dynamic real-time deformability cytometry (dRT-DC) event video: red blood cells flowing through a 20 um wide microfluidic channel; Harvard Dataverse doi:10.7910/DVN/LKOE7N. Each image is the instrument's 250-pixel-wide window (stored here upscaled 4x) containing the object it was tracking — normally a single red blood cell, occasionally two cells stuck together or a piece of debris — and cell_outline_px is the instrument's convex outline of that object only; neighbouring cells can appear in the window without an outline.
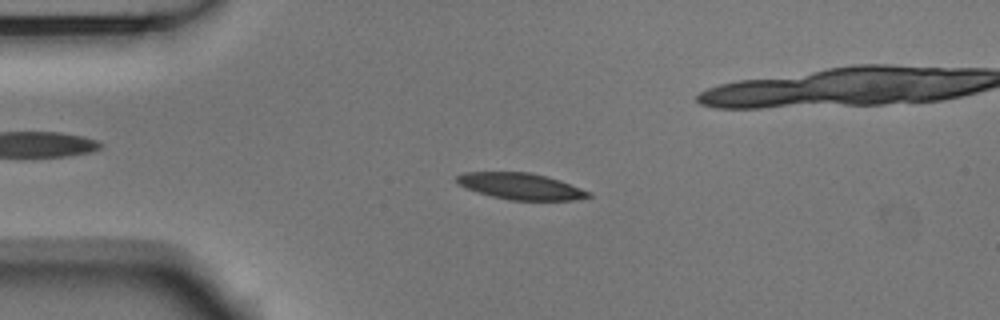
{"species": "Egyptian fruit bat (a non-hibernating species)", "species_latin": "Rousettus aegyptiacus", "temperature_condition": "room temperature", "stored_images_in_passage": 44, "camera_frame_rate_fps": 3000, "um_per_image_px": 0.085, "animal": {"sex": "male"}, "frame": {"image": 1, "passage_image": 1, "time_ms": 0.0, "image_size_px": [1000, 320], "cell_outline_px": [[592, 196], [576, 200], [508, 200], [492, 196], [456, 184], [456, 176], [464, 172], [528, 172], [548, 176], [560, 180], [592, 192]], "centroid_in_image_um": [44.3, 15.83], "position_along_channel_um": 40.7, "area_um2": 20.29}}
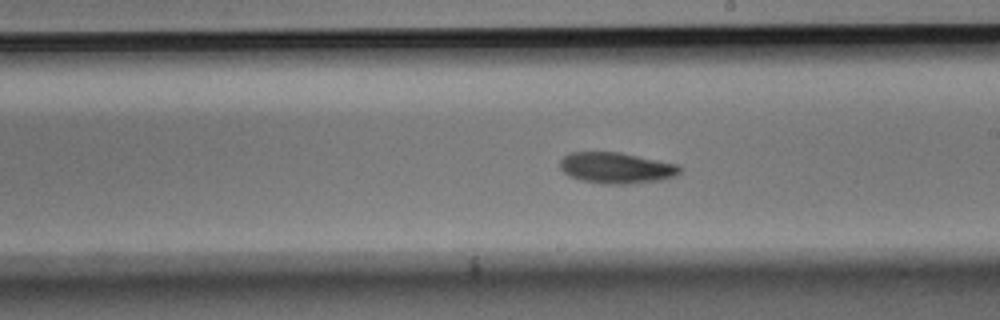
{"frame": {"image": 2, "passage_image": 19, "time_ms": 6.0, "image_size_px": [1000, 320], "cell_outline_px": [[680, 172], [676, 176], [660, 180], [632, 184], [600, 184], [580, 180], [568, 176], [560, 168], [560, 160], [568, 152], [620, 152], [676, 164], [680, 168]], "centroid_in_image_um": [52.35, 14.28], "position_along_channel_um": 236.7, "area_um2": 21.79}}
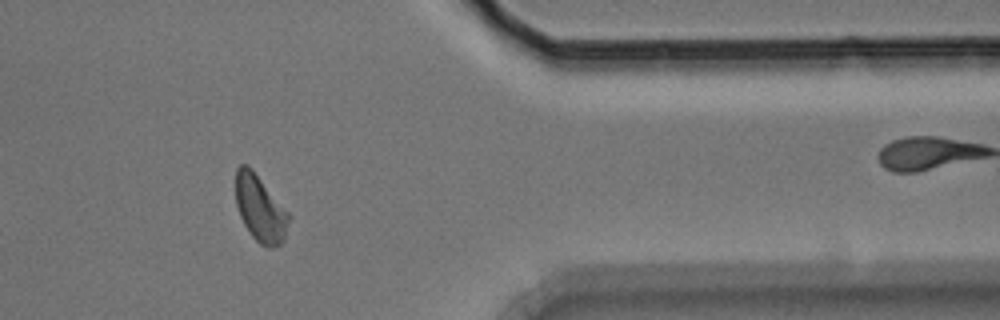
{"frame": {"image": 3, "passage_image": 33, "time_ms": 10.667, "image_size_px": [1000, 320], "cell_outline_px": [[292, 216], [284, 240], [280, 244], [272, 248], [268, 248], [260, 244], [252, 236], [244, 224], [240, 216], [236, 204], [236, 168], [240, 164], [248, 164], [252, 168]], "centroid_in_image_um": [22.14, 17.73], "position_along_channel_um": 389.3, "area_um2": 20.81}, "authors_computed_cell_mechanics": {"area_um2": 20.9236, "velocity_mm_per_s": 3.6813, "shape_relaxation_time_tau1_ms": 2.6187, "shape_relaxation_time_tau2_ms": null, "deformation_change_tau1": 0.1244, "deformation_change_tau2": null}}